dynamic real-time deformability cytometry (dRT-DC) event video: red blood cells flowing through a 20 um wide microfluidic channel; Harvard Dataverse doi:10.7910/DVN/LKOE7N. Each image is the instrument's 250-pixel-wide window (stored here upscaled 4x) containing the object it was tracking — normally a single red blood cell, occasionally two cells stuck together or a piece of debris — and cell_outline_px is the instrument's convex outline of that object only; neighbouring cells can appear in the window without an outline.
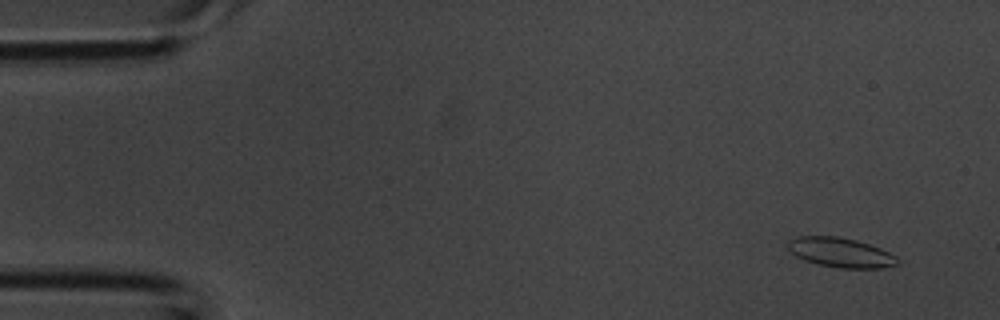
{"species": "common noctule bat (a hibernating species)", "species_latin": "Nyctalus noctula", "temperature_condition": "room temperature", "stored_images_in_passage": 4, "camera_frame_rate_fps": 3000, "um_per_image_px": 0.085, "animal": {"sex": "male", "body_mass_g": 20.1, "forearm_length_mm": 53.5}, "frame": {"image": 1, "passage_image": 1, "time_ms": 0.0, "image_size_px": [1000, 320], "cell_outline_px": [[900, 264], [880, 268], [840, 268], [820, 264], [804, 260], [796, 256], [788, 248], [788, 240], [800, 236], [840, 236], [856, 240], [880, 248], [896, 256], [900, 260]], "centroid_in_image_um": [71.48, 21.46], "position_along_channel_um": 13.5, "area_um2": 18.84}}
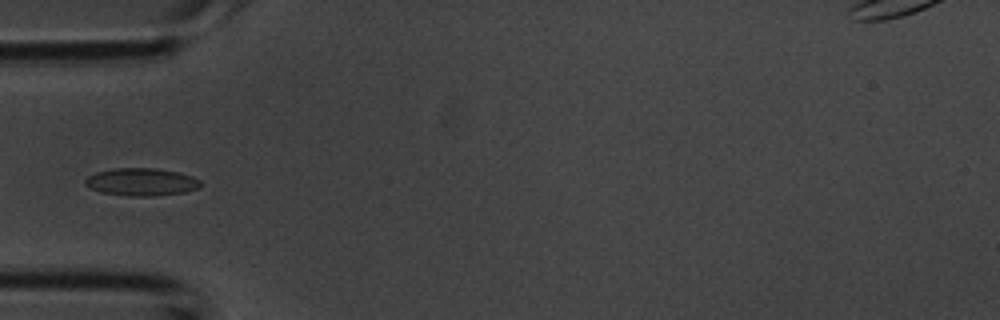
{"frame": {"image": 2, "passage_image": 4, "time_ms": 1.0, "image_size_px": [1000, 320], "cell_outline_px": [[200, 188], [184, 192], [152, 196], [128, 196], [100, 192], [84, 184], [84, 180], [88, 176], [96, 172], [112, 168], [156, 168], [180, 172], [192, 176], [200, 180]], "centroid_in_image_um": [12.02, 15.46], "position_along_channel_um": 73.0, "area_um2": 18.67}}